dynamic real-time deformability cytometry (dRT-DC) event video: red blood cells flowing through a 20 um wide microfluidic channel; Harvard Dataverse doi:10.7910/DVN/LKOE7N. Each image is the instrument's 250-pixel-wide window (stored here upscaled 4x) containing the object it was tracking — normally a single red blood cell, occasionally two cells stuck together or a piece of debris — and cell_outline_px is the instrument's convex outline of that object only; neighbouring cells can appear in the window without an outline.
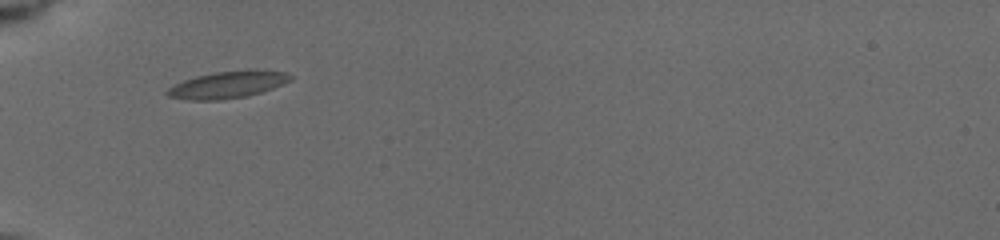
{"species": "common noctule bat (a hibernating species)", "species_latin": "Nyctalus noctula", "temperature_condition": "cold", "stored_images_in_passage": 6, "camera_frame_rate_fps": 3000, "um_per_image_px": 0.085, "animal": {"sex": "female", "body_mass_g": 19.5, "forearm_length_mm": 54.1}, "frame": {"image": 1, "passage_image": 1, "time_ms": 0.0, "image_size_px": [1000, 240], "cell_outline_px": [[292, 80], [272, 88], [260, 92], [244, 96], [220, 100], [188, 100], [168, 96], [164, 92], [168, 88], [184, 80], [196, 76], [212, 72], [248, 68], [256, 68], [284, 72], [292, 76]], "centroid_in_image_um": [19.36, 7.17], "position_along_channel_um": 65.6, "area_um2": 19.59}}
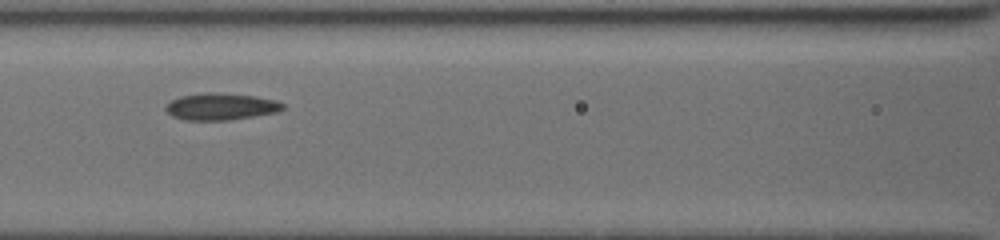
{"frame": {"image": 2, "passage_image": 4, "time_ms": 2.333, "image_size_px": [1000, 240], "cell_outline_px": [[284, 108], [276, 112], [228, 120], [184, 120], [172, 116], [164, 108], [172, 100], [180, 96], [204, 92], [216, 92], [256, 96], [276, 100], [284, 104]], "centroid_in_image_um": [18.76, 9.05], "position_along_channel_um": 147.8, "area_um2": 18.26}}
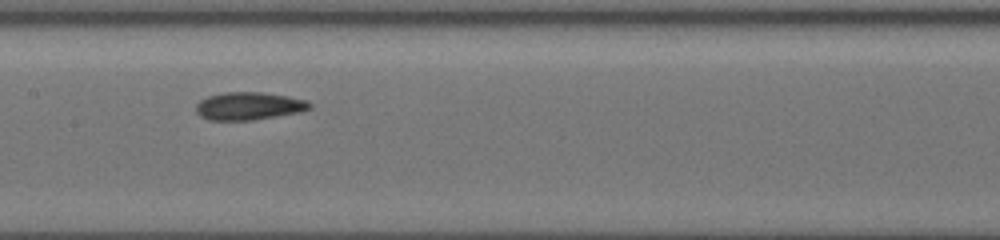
{"frame": {"image": 3, "passage_image": 5, "time_ms": 3.333, "image_size_px": [1000, 240], "cell_outline_px": [[312, 108], [296, 112], [276, 116], [252, 120], [208, 120], [200, 116], [196, 112], [196, 104], [200, 100], [208, 96], [224, 92], [264, 92], [288, 96], [308, 100], [312, 104]], "centroid_in_image_um": [21.14, 9.0], "position_along_channel_um": 186.3, "area_um2": 18.44}}